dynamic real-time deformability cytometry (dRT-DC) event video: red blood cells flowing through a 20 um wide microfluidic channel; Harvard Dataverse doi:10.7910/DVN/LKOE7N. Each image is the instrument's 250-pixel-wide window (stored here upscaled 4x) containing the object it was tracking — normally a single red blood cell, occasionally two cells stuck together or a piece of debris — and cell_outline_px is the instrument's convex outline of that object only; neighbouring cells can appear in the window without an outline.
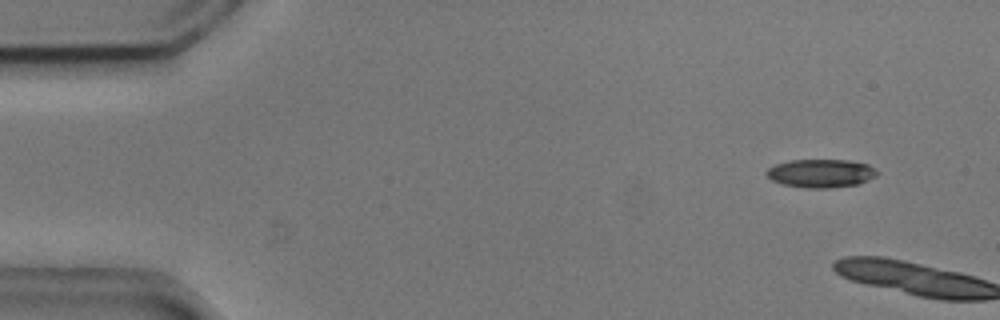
{"species": "common noctule bat (a hibernating species)", "species_latin": "Nyctalus noctula", "temperature_condition": "cold", "stored_images_in_passage": 7, "camera_frame_rate_fps": 3000, "um_per_image_px": 0.085, "animal": {"sex": "male", "body_mass_g": 20.5, "forearm_length_mm": 52.5}, "frame": {"image": 1, "passage_image": 2, "time_ms": 0.333, "image_size_px": [1000, 320], "cell_outline_px": [[880, 172], [876, 176], [868, 180], [856, 184], [828, 188], [808, 188], [784, 184], [772, 180], [764, 172], [768, 168], [776, 164], [792, 160], [848, 160], [868, 164], [876, 168]], "centroid_in_image_um": [69.81, 14.72], "position_along_channel_um": 15.2, "area_um2": 18.21}}
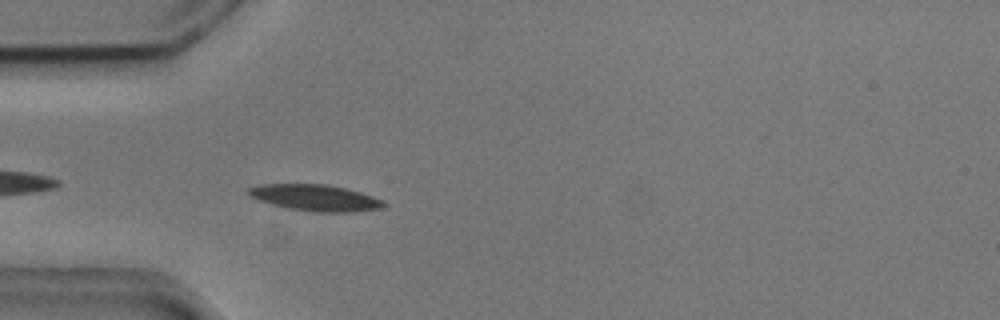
{"frame": {"image": 2, "passage_image": 7, "time_ms": 2.0, "image_size_px": [1000, 320], "cell_outline_px": [[384, 204], [380, 208], [352, 212], [312, 212], [288, 208], [272, 204], [248, 196], [248, 188], [260, 184], [328, 184], [360, 192], [384, 200]], "centroid_in_image_um": [26.77, 16.8], "position_along_channel_um": 58.2, "area_um2": 20.63}}